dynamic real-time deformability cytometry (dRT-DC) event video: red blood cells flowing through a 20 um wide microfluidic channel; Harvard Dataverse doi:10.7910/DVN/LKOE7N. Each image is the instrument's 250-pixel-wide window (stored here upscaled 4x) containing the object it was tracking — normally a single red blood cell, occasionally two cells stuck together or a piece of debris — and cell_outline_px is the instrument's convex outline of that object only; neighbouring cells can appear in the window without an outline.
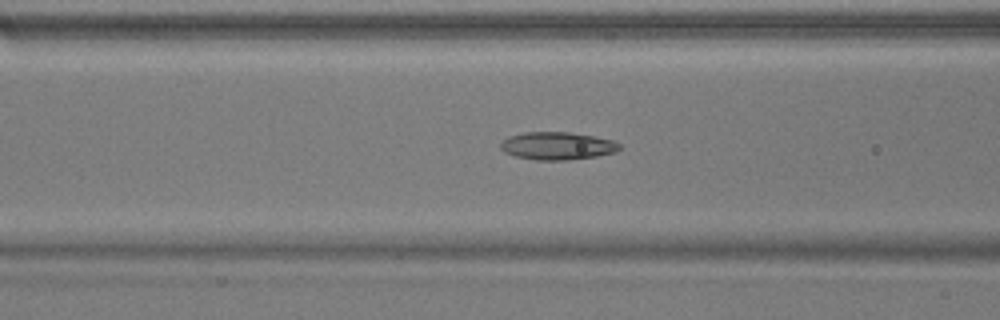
{"species": "common noctule bat (a hibernating species)", "species_latin": "Nyctalus noctula", "temperature_condition": "warm", "stored_images_in_passage": 53, "camera_frame_rate_fps": 3000, "um_per_image_px": 0.085, "animal": {"sex": "male", "body_mass_g": 17.9}, "frame": {"image": 1, "passage_image": 21, "time_ms": 6.667, "image_size_px": [1000, 320], "cell_outline_px": [[620, 148], [616, 152], [596, 156], [568, 160], [536, 160], [516, 156], [504, 152], [500, 148], [500, 144], [508, 136], [524, 132], [568, 132], [592, 136], [612, 140], [620, 144]], "centroid_in_image_um": [47.35, 12.4], "position_along_channel_um": 119.2, "area_um2": 19.13}}
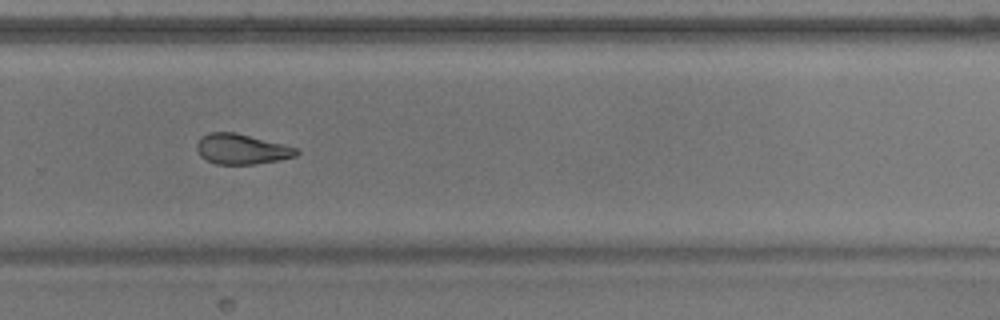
{"frame": {"image": 2, "passage_image": 36, "time_ms": 11.667, "image_size_px": [1000, 320], "cell_outline_px": [[300, 152], [296, 156], [280, 160], [256, 164], [216, 164], [200, 156], [196, 148], [196, 144], [208, 132], [236, 132], [296, 148]], "centroid_in_image_um": [20.53, 12.68], "position_along_channel_um": 309.3, "area_um2": 17.4}}
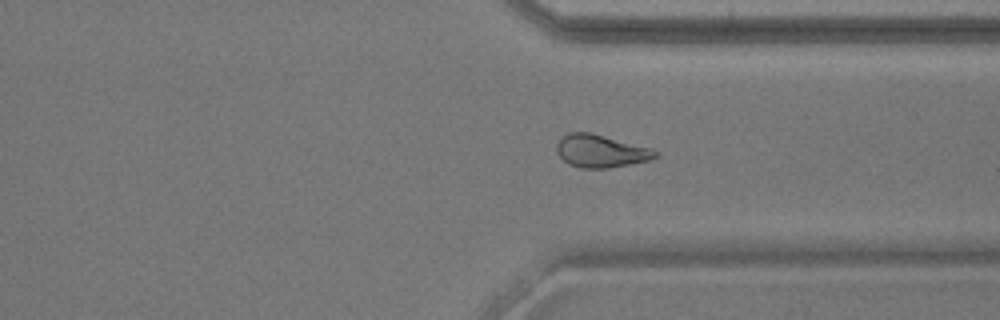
{"frame": {"image": 3, "passage_image": 40, "time_ms": 13.0, "image_size_px": [1000, 320], "cell_outline_px": [[656, 156], [648, 160], [608, 168], [580, 168], [568, 164], [556, 152], [556, 144], [568, 132], [592, 132], [652, 148], [656, 152]], "centroid_in_image_um": [51.03, 12.83], "position_along_channel_um": 360.4, "area_um2": 18.73}, "authors_computed_cell_mechanics": {"area_um2": 19.4786, "velocity_mm_per_s": 3.8077, "shape_relaxation_time_tau1_ms": null, "shape_relaxation_time_tau2_ms": 3.0544, "deformation_change_tau1": null, "deformation_change_tau2": 0.1039}}